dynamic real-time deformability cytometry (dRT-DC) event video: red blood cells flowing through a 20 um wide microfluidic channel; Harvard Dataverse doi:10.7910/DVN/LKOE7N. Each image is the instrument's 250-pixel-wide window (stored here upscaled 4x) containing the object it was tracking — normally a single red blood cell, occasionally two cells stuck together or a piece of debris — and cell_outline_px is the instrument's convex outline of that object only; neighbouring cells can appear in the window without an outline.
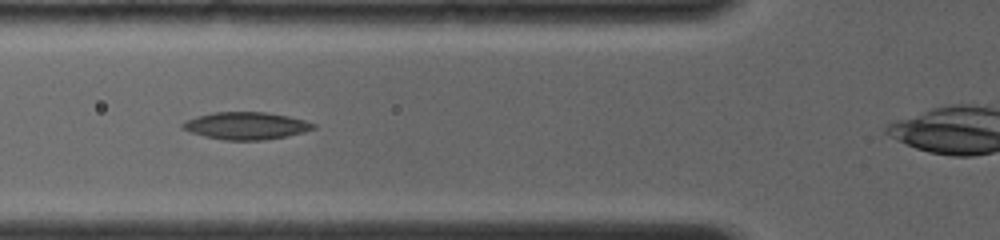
{"species": "common noctule bat (a hibernating species)", "species_latin": "Nyctalus noctula", "temperature_condition": "room temperature", "stored_images_in_passage": 5, "camera_frame_rate_fps": 4000, "um_per_image_px": 0.085, "animal": {"sex": "female", "body_mass_g": 19.0, "forearm_length_mm": 56.7}, "frame": {"image": 1, "passage_image": 4, "time_ms": 2.25, "image_size_px": [1000, 240], "cell_outline_px": [[316, 128], [304, 132], [288, 136], [264, 140], [224, 140], [204, 136], [180, 128], [180, 124], [184, 120], [196, 116], [212, 112], [264, 112], [288, 116], [304, 120], [316, 124]], "centroid_in_image_um": [20.89, 10.69], "position_along_channel_um": 104.9, "area_um2": 20.98}}
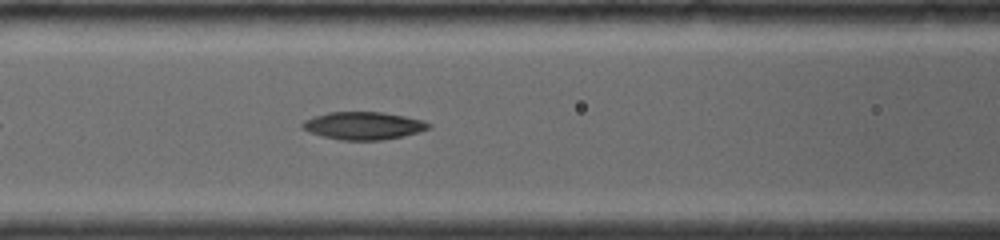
{"frame": {"image": 2, "passage_image": 5, "time_ms": 3.0, "image_size_px": [1000, 240], "cell_outline_px": [[432, 128], [420, 132], [404, 136], [380, 140], [340, 140], [324, 136], [300, 128], [300, 124], [304, 120], [328, 112], [380, 112], [404, 116], [424, 120], [432, 124]], "centroid_in_image_um": [30.93, 10.68], "position_along_channel_um": 135.7, "area_um2": 20.4}}